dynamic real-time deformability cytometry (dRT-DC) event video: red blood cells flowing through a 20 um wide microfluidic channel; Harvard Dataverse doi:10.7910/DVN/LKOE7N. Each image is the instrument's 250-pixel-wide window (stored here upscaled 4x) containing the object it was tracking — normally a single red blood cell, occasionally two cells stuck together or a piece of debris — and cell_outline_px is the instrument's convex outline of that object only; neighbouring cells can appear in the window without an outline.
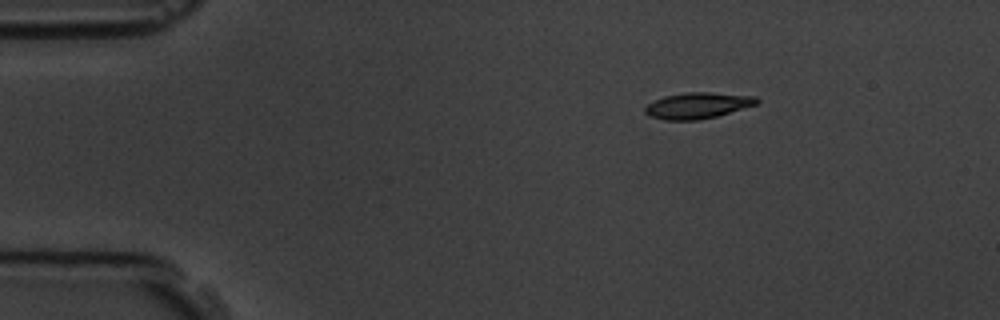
{"species": "common noctule bat (a hibernating species)", "species_latin": "Nyctalus noctula", "temperature_condition": "room temperature", "stored_images_in_passage": 3, "camera_frame_rate_fps": 3000, "um_per_image_px": 0.085, "animal": {"sex": "male", "body_mass_g": 19.5, "forearm_length_mm": 54.6}, "frame": {"image": 1, "passage_image": 1, "time_ms": 0.0, "image_size_px": [1000, 320], "cell_outline_px": [[760, 100], [756, 104], [716, 116], [696, 120], [664, 120], [648, 116], [644, 112], [644, 108], [648, 104], [664, 96], [688, 92], [708, 92], [756, 96]], "centroid_in_image_um": [59.27, 8.97], "position_along_channel_um": 25.7, "area_um2": 16.82}}